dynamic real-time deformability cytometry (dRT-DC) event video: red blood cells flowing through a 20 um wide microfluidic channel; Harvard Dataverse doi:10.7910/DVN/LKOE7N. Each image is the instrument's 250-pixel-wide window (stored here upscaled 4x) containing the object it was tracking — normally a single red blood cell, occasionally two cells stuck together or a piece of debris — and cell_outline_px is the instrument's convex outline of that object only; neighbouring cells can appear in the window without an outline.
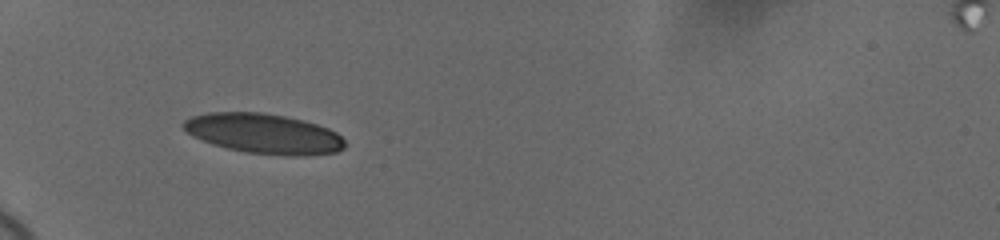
{"species": "human", "species_latin": "Homo sapiens", "temperature_condition": "cold", "stored_images_in_passage": 38, "camera_frame_rate_fps": 3000, "um_per_image_px": 0.085, "donor": {"sex": "female"}, "frame": {"image": 1, "passage_image": 1, "time_ms": 0.0, "image_size_px": [1000, 240], "cell_outline_px": [[344, 148], [336, 152], [300, 156], [288, 156], [244, 152], [212, 144], [188, 132], [180, 124], [184, 120], [192, 116], [208, 112], [264, 112], [304, 120], [328, 128], [336, 132], [344, 140]], "centroid_in_image_um": [22.43, 11.35], "position_along_channel_um": 62.6, "area_um2": 37.51}}
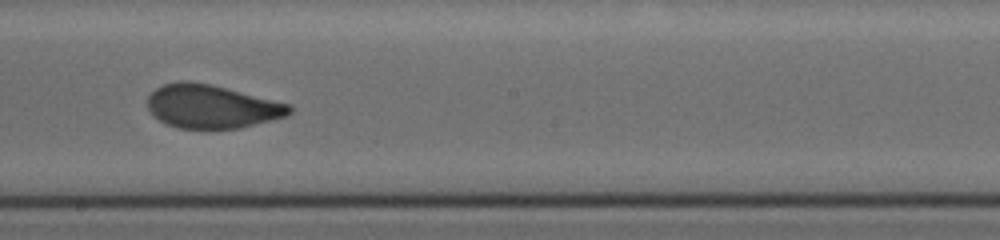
{"frame": {"image": 2, "passage_image": 16, "time_ms": 5.0, "image_size_px": [1000, 240], "cell_outline_px": [[292, 112], [288, 116], [240, 128], [180, 128], [168, 124], [152, 116], [148, 112], [148, 96], [156, 88], [164, 84], [176, 80], [188, 80], [212, 84], [292, 104]], "centroid_in_image_um": [18.01, 9.03], "position_along_channel_um": 230.2, "area_um2": 36.3}}
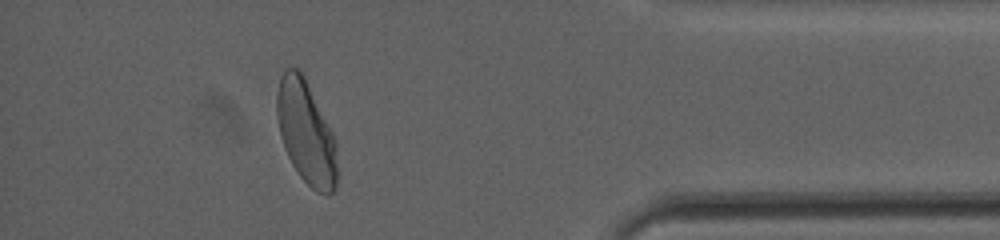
{"frame": {"image": 3, "passage_image": 33, "time_ms": 10.667, "image_size_px": [1000, 240], "cell_outline_px": [[336, 188], [328, 196], [316, 192], [300, 176], [292, 164], [284, 148], [280, 136], [276, 112], [276, 92], [280, 76], [284, 68], [296, 68], [304, 76], [332, 132], [336, 144]], "centroid_in_image_um": [25.99, 11.26], "position_along_channel_um": 409.2, "area_um2": 36.13}, "authors_computed_cell_mechanics": {"area_um2": 36.703, "velocity_mm_per_s": 3.6565, "shape_relaxation_time_tau1_ms": 3.7479, "shape_relaxation_time_tau2_ms": null, "deformation_change_tau1": 0.1444, "deformation_change_tau2": null}}